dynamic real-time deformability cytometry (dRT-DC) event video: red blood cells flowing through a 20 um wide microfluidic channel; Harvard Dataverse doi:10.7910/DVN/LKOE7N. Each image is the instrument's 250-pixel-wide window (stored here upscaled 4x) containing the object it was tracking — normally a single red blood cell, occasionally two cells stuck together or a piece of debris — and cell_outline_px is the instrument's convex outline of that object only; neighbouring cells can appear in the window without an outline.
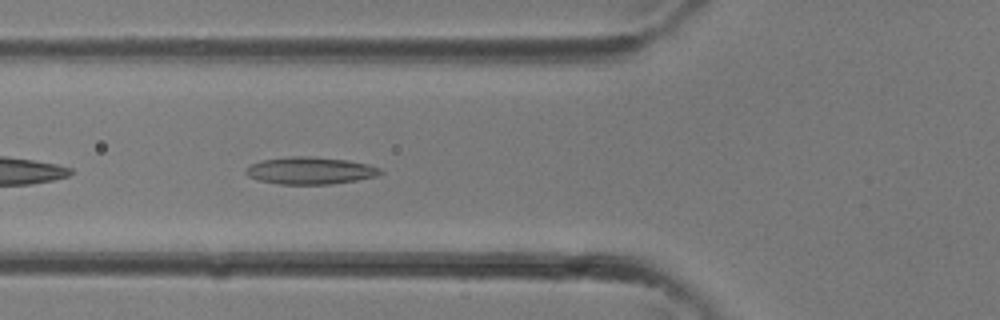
{"species": "common noctule bat (a hibernating species)", "species_latin": "Nyctalus noctula", "temperature_condition": "room temperature", "stored_images_in_passage": 3, "camera_frame_rate_fps": 3000, "um_per_image_px": 0.085, "animal": {"sex": "female"}, "frame": {"image": 1, "passage_image": 3, "time_ms": 0.667, "image_size_px": [1000, 320], "cell_outline_px": [[384, 172], [376, 176], [356, 180], [332, 184], [280, 184], [260, 180], [248, 176], [244, 172], [244, 168], [260, 160], [292, 156], [308, 156], [348, 160], [368, 164], [380, 168]], "centroid_in_image_um": [26.36, 14.49], "position_along_channel_um": 99.4, "area_um2": 21.33}}